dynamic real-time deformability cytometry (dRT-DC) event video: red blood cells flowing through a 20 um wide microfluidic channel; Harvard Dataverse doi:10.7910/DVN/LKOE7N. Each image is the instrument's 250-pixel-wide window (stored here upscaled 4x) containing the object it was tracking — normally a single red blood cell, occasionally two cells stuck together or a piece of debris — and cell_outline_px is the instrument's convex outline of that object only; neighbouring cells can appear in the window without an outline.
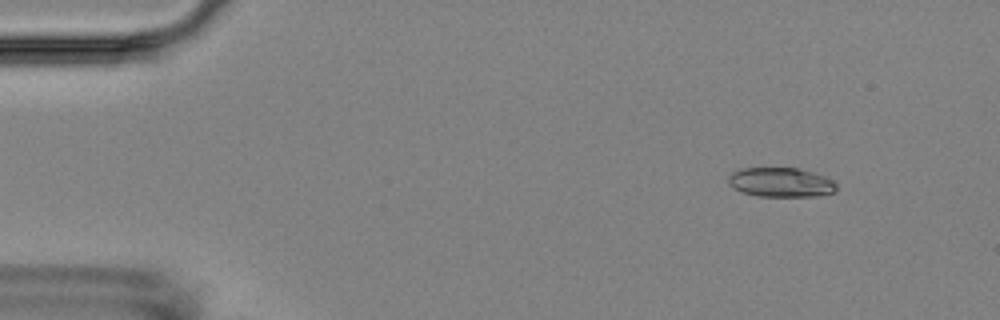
{"species": "Egyptian fruit bat (a non-hibernating species)", "species_latin": "Rousettus aegyptiacus", "temperature_condition": "room temperature", "stored_images_in_passage": 5, "camera_frame_rate_fps": 3000, "um_per_image_px": 0.085, "animal": {"sex": "female"}, "frame": {"image": 1, "passage_image": 2, "time_ms": 1.333, "image_size_px": [1000, 320], "cell_outline_px": [[836, 188], [832, 192], [820, 196], [760, 196], [740, 192], [732, 188], [728, 184], [728, 176], [732, 172], [740, 168], [796, 168], [812, 172], [824, 176], [832, 180], [836, 184]], "centroid_in_image_um": [66.32, 15.5], "position_along_channel_um": 18.7, "area_um2": 18.55}}